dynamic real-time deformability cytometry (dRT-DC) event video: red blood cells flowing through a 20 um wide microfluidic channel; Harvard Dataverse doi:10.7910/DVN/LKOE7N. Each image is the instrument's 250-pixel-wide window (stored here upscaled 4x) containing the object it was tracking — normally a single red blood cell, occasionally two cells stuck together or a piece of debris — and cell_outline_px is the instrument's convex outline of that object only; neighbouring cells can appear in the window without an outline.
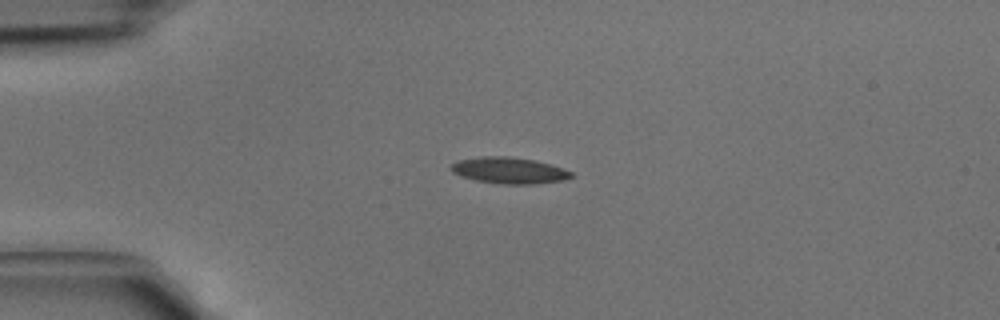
{"species": "common noctule bat (a hibernating species)", "species_latin": "Nyctalus noctula", "temperature_condition": "cold", "stored_images_in_passage": 3, "camera_frame_rate_fps": 3000, "um_per_image_px": 0.085, "animal": {"sex": "male", "body_mass_g": 15.6}, "frame": {"image": 1, "passage_image": 1, "time_ms": 0.0, "image_size_px": [1000, 320], "cell_outline_px": [[572, 176], [564, 180], [536, 184], [504, 184], [476, 180], [460, 176], [452, 172], [448, 168], [456, 160], [480, 156], [508, 156], [536, 160], [552, 164], [572, 172]], "centroid_in_image_um": [43.25, 14.47], "position_along_channel_um": 41.8, "area_um2": 18.61}}